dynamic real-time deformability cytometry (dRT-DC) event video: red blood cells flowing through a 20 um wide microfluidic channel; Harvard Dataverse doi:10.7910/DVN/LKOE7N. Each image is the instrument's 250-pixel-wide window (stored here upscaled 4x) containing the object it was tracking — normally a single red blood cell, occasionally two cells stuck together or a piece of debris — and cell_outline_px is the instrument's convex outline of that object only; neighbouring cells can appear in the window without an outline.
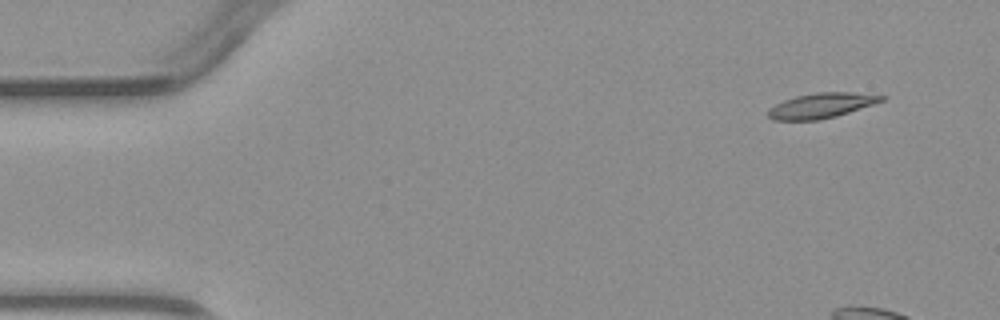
{"species": "common noctule bat (a hibernating species)", "species_latin": "Nyctalus noctula", "temperature_condition": "warm", "stored_images_in_passage": 3, "camera_frame_rate_fps": 3000, "um_per_image_px": 0.085, "animal": {"sex": "male", "body_mass_g": 23.1, "forearm_length_mm": 52.7}, "frame": {"image": 1, "passage_image": 1, "time_ms": 0.0, "image_size_px": [1000, 320], "cell_outline_px": [[888, 96], [884, 100], [836, 116], [820, 120], [772, 120], [768, 116], [768, 108], [784, 100], [796, 96], [816, 92], [852, 92]], "centroid_in_image_um": [69.79, 8.97], "position_along_channel_um": 15.2, "area_um2": 16.47}}
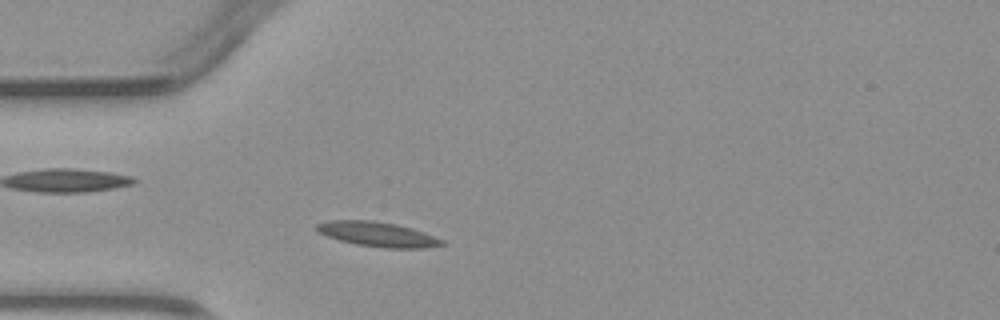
{"frame": {"image": 2, "passage_image": 3, "time_ms": 4.0, "image_size_px": [1000, 320], "cell_outline_px": [[448, 244], [424, 248], [384, 248], [356, 244], [340, 240], [328, 236], [312, 228], [316, 224], [328, 220], [372, 220], [396, 224], [412, 228], [444, 240]], "centroid_in_image_um": [32.1, 19.91], "position_along_channel_um": 52.9, "area_um2": 18.09}}